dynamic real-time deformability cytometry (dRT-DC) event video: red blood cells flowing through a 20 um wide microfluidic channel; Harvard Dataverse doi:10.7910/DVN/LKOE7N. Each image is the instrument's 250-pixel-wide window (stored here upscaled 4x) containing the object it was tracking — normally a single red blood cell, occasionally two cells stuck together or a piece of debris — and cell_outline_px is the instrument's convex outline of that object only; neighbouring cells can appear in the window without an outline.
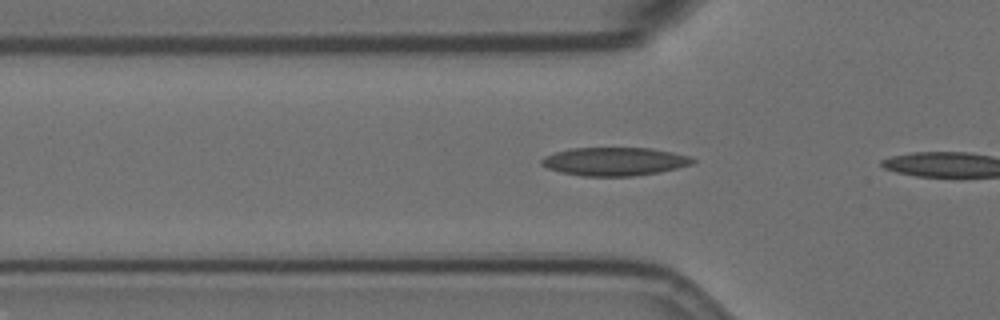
{"species": "Egyptian fruit bat (a non-hibernating species)", "species_latin": "Rousettus aegyptiacus", "temperature_condition": "room temperature", "stored_images_in_passage": 7, "camera_frame_rate_fps": 3000, "um_per_image_px": 0.085, "animal": {"sex": "female"}, "frame": {"image": 1, "passage_image": 5, "time_ms": 1.333, "image_size_px": [1000, 320], "cell_outline_px": [[696, 160], [692, 164], [660, 172], [632, 176], [580, 176], [560, 172], [548, 168], [540, 164], [540, 160], [544, 156], [556, 152], [572, 148], [652, 148], [672, 152], [688, 156]], "centroid_in_image_um": [52.21, 13.73], "position_along_channel_um": 73.6, "area_um2": 24.91}}